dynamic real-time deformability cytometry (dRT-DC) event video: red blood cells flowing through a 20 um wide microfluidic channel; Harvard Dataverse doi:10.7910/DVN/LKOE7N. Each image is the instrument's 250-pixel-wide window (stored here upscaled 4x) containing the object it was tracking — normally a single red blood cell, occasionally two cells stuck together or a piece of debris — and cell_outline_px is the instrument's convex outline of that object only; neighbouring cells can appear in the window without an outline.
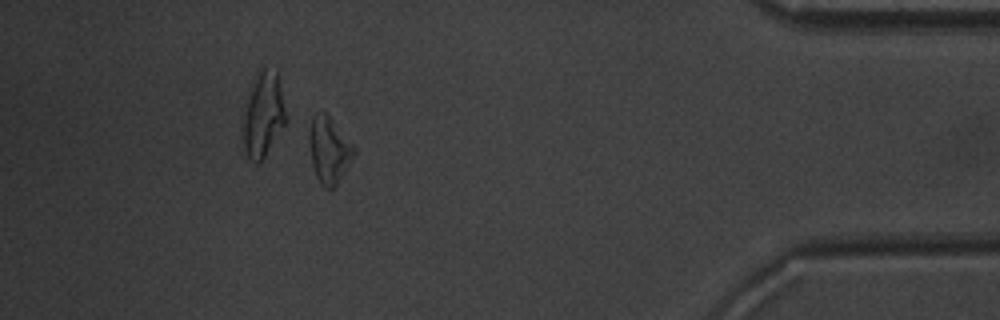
{"species": "common noctule bat (a hibernating species)", "species_latin": "Nyctalus noctula", "temperature_condition": "warm", "stored_images_in_passage": 39, "camera_frame_rate_fps": 3000, "um_per_image_px": 0.085, "animal": {"sex": "male", "body_mass_g": 20.1, "forearm_length_mm": 53.5}, "frame": {"image": 1, "passage_image": 34, "time_ms": 11.0, "image_size_px": [1000, 320], "cell_outline_px": [[356, 152], [336, 184], [332, 188], [324, 188], [320, 184], [316, 176], [312, 164], [308, 140], [308, 136], [312, 116], [316, 112], [324, 112], [328, 116], [356, 148]], "centroid_in_image_um": [27.94, 12.75], "position_along_channel_um": 407.3, "area_um2": 16.99}, "authors_computed_cell_mechanics": {"area_um2": 16.4152, "velocity_mm_per_s": 4.0083, "shape_relaxation_time_tau1_ms": 3.2564, "shape_relaxation_time_tau2_ms": 8.9865, "deformation_change_tau1": 0.1293, "deformation_change_tau2": 0.256}}